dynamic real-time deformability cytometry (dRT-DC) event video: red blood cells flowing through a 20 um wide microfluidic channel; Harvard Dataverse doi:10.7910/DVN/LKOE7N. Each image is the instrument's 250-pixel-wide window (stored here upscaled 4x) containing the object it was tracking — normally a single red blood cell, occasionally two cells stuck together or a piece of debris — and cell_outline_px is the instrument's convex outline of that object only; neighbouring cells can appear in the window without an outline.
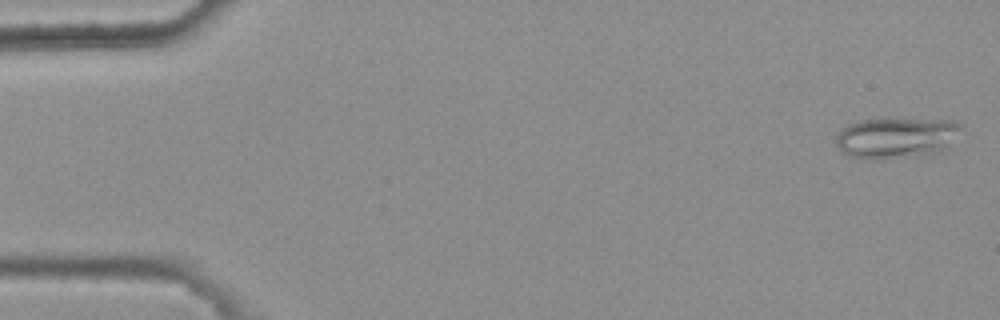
{"species": "common noctule bat (a hibernating species)", "species_latin": "Nyctalus noctula", "temperature_condition": "warm", "stored_images_in_passage": 48, "camera_frame_rate_fps": 3000, "um_per_image_px": 0.085, "animal": {"sex": "female", "body_mass_g": 25.1}, "frame": {"image": 1, "passage_image": 1, "time_ms": 0.0, "image_size_px": [1000, 320], "cell_outline_px": [[964, 128], [948, 152], [924, 156], [880, 160], [864, 160], [848, 156], [840, 152], [836, 144], [836, 136], [848, 124], [860, 120], [896, 116], [956, 120], [964, 124]], "centroid_in_image_um": [76.32, 11.7], "position_along_channel_um": 8.7, "area_um2": 32.31}}
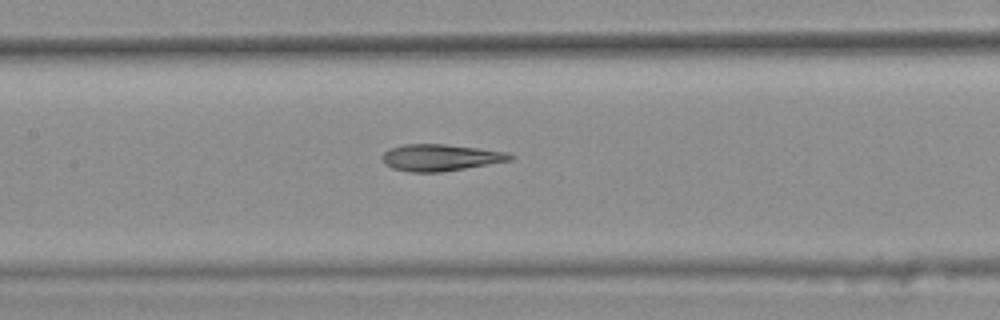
{"frame": {"image": 2, "passage_image": 25, "time_ms": 8.0, "image_size_px": [1000, 320], "cell_outline_px": [[516, 156], [512, 160], [444, 172], [408, 172], [392, 168], [384, 164], [380, 156], [388, 148], [404, 144], [444, 144], [508, 152]], "centroid_in_image_um": [37.41, 13.4], "position_along_channel_um": 170.0, "area_um2": 20.11}}
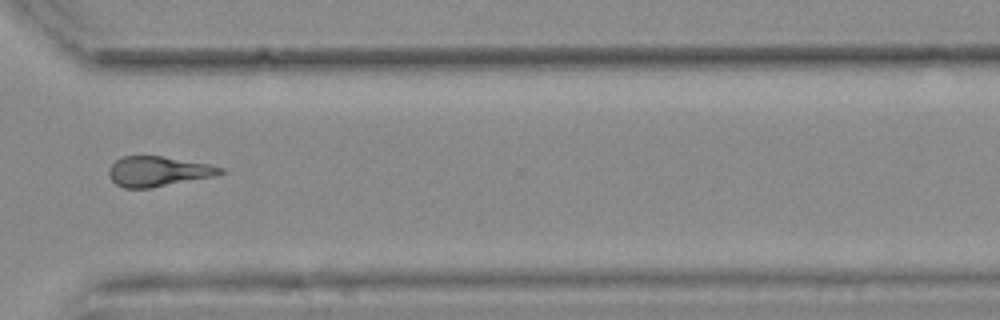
{"frame": {"image": 3, "passage_image": 40, "time_ms": 13.0, "image_size_px": [1000, 320], "cell_outline_px": [[224, 172], [216, 176], [152, 188], [124, 188], [116, 184], [108, 176], [108, 168], [116, 160], [124, 156], [160, 156], [208, 164], [224, 168]], "centroid_in_image_um": [13.43, 14.58], "position_along_channel_um": 357.2, "area_um2": 19.54}, "authors_computed_cell_mechanics": {"area_um2": 20.0566, "velocity_mm_per_s": 3.7363, "shape_relaxation_time_tau1_ms": null, "shape_relaxation_time_tau2_ms": 3.3572, "deformation_change_tau1": null, "deformation_change_tau2": 0.1276}}